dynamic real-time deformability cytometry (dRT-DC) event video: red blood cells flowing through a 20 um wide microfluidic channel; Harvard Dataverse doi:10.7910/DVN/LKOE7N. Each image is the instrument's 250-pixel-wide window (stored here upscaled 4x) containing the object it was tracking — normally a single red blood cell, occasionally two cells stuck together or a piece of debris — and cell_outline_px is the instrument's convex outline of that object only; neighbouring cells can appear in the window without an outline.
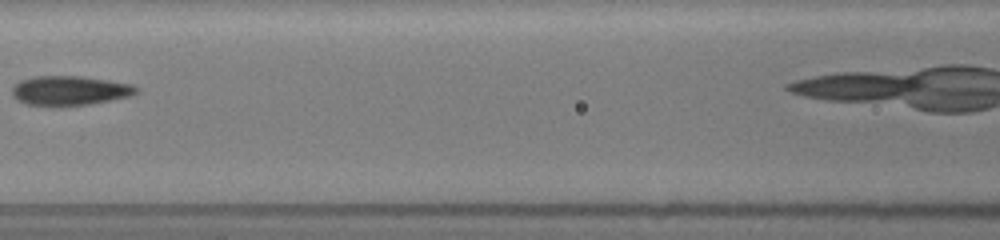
{"species": "common noctule bat (a hibernating species)", "species_latin": "Nyctalus noctula", "temperature_condition": "room temperature", "stored_images_in_passage": 6, "camera_frame_rate_fps": 3000, "um_per_image_px": 0.085, "animal": {"sex": "female", "body_mass_g": 19.5, "forearm_length_mm": 54.1}, "frame": {"image": 1, "passage_image": 4, "time_ms": 3.333, "image_size_px": [1000, 240], "cell_outline_px": [[140, 92], [132, 96], [112, 100], [88, 104], [60, 108], [56, 108], [28, 104], [16, 100], [12, 96], [12, 84], [20, 80], [36, 76], [80, 76], [132, 84], [140, 88]], "centroid_in_image_um": [5.91, 7.73], "position_along_channel_um": 160.7, "area_um2": 22.02}}
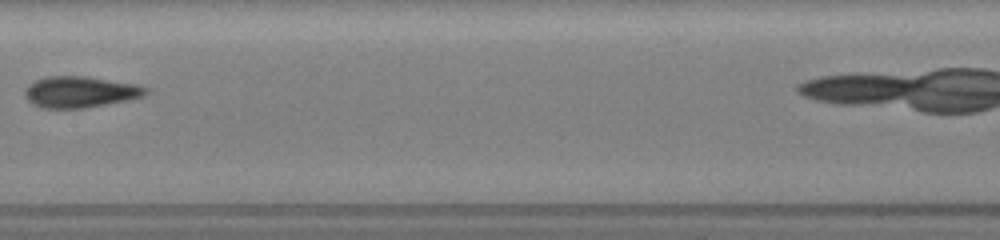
{"frame": {"image": 2, "passage_image": 5, "time_ms": 4.333, "image_size_px": [1000, 240], "cell_outline_px": [[148, 92], [144, 96], [128, 100], [84, 108], [44, 108], [32, 104], [24, 96], [24, 88], [28, 84], [36, 80], [48, 76], [84, 76], [140, 84], [148, 88]], "centroid_in_image_um": [6.82, 7.81], "position_along_channel_um": 200.6, "area_um2": 22.2}}
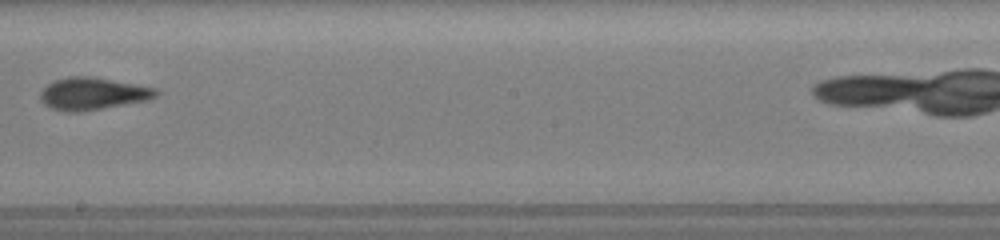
{"frame": {"image": 3, "passage_image": 6, "time_ms": 5.333, "image_size_px": [1000, 240], "cell_outline_px": [[160, 92], [156, 96], [148, 100], [80, 112], [64, 112], [52, 108], [44, 104], [40, 100], [40, 92], [48, 84], [56, 80], [68, 76], [92, 76], [156, 88]], "centroid_in_image_um": [7.87, 7.96], "position_along_channel_um": 240.3, "area_um2": 21.73}}